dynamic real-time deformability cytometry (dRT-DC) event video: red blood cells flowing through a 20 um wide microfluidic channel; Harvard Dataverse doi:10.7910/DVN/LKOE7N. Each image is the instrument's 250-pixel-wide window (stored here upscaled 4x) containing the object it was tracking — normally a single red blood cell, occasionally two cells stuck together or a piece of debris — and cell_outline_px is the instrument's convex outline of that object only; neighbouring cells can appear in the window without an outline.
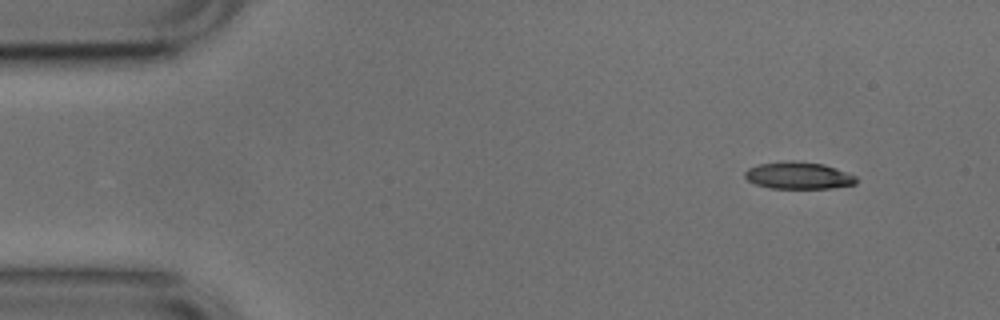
{"species": "common noctule bat (a hibernating species)", "species_latin": "Nyctalus noctula", "temperature_condition": "cold", "stored_images_in_passage": 25, "camera_frame_rate_fps": 3000, "um_per_image_px": 0.085, "animal": {"sex": "male", "body_mass_g": 17.9, "forearm_length_mm": 54.2}, "frame": {"image": 1, "passage_image": 1, "time_ms": 0.0, "image_size_px": [1000, 320], "cell_outline_px": [[856, 184], [832, 188], [772, 188], [756, 184], [748, 180], [744, 176], [744, 172], [748, 168], [760, 164], [788, 160], [792, 160], [824, 164], [836, 168], [856, 176]], "centroid_in_image_um": [67.87, 14.91], "position_along_channel_um": 17.1, "area_um2": 17.51}}
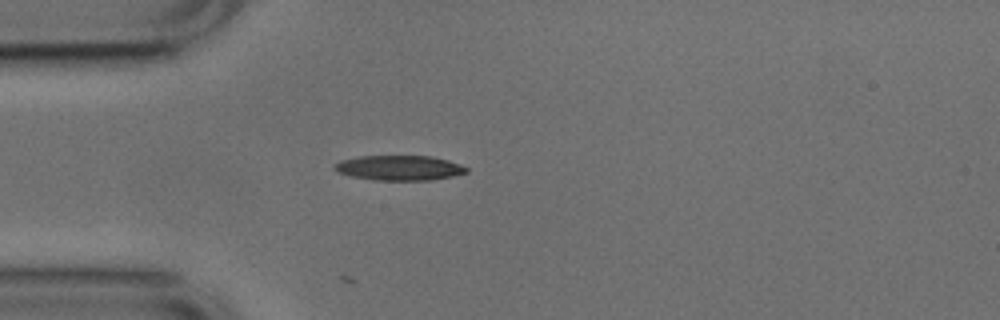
{"frame": {"image": 2, "passage_image": 10, "time_ms": 3.0, "image_size_px": [1000, 320], "cell_outline_px": [[468, 172], [452, 176], [432, 180], [372, 180], [352, 176], [336, 172], [332, 168], [332, 164], [340, 160], [360, 156], [432, 156], [448, 160], [460, 164], [468, 168]], "centroid_in_image_um": [33.9, 14.27], "position_along_channel_um": 51.1, "area_um2": 19.36}}
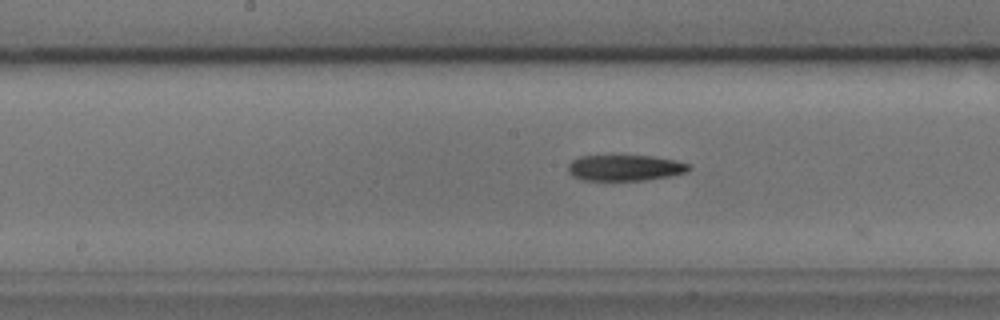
{"frame": {"image": 3, "passage_image": 22, "time_ms": 7.0, "image_size_px": [1000, 320], "cell_outline_px": [[692, 168], [688, 172], [668, 176], [644, 180], [580, 180], [572, 176], [568, 172], [568, 164], [572, 160], [580, 156], [652, 156], [676, 160], [692, 164]], "centroid_in_image_um": [53.14, 14.26], "position_along_channel_um": 195.1, "area_um2": 18.38}}